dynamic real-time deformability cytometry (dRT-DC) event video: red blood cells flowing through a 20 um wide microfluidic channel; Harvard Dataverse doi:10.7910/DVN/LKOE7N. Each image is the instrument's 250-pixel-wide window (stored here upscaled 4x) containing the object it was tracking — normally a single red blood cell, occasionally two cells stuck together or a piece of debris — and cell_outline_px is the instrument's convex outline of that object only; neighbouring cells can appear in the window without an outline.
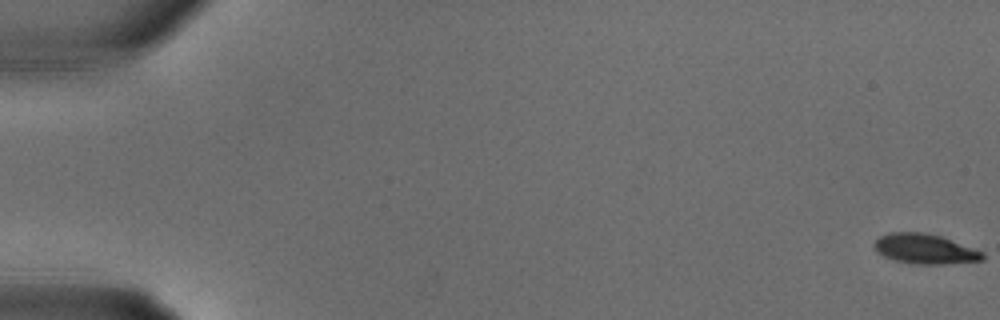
{"species": "common noctule bat (a hibernating species)", "species_latin": "Nyctalus noctula", "temperature_condition": "warm", "stored_images_in_passage": 18, "camera_frame_rate_fps": 3000, "um_per_image_px": 0.085, "animal": {"sex": "male", "body_mass_g": 18.8}, "frame": {"image": 1, "passage_image": 1, "time_ms": 0.0, "image_size_px": [1000, 320], "cell_outline_px": [[984, 260], [944, 264], [916, 264], [896, 260], [884, 256], [876, 252], [872, 248], [872, 244], [880, 236], [888, 232], [924, 232], [940, 236], [984, 252]], "centroid_in_image_um": [78.58, 21.15], "position_along_channel_um": 6.4, "area_um2": 18.9}}
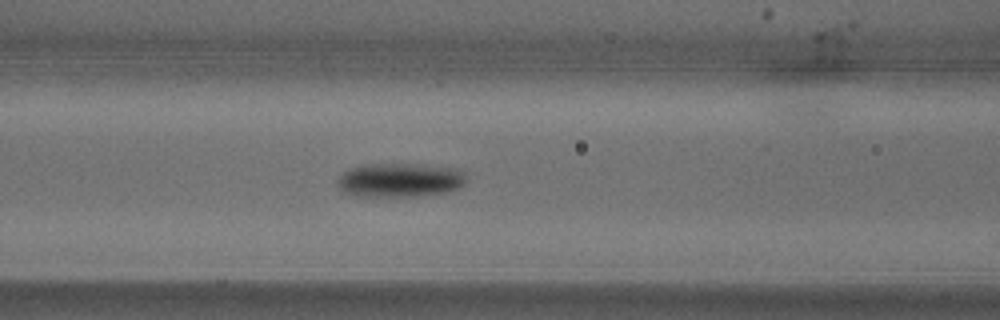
{"frame": {"image": 2, "passage_image": 14, "time_ms": 4.333, "image_size_px": [1000, 320], "cell_outline_px": [[464, 184], [460, 188], [448, 192], [416, 196], [352, 196], [344, 192], [340, 188], [336, 180], [348, 168], [364, 164], [416, 164], [460, 168], [464, 172]], "centroid_in_image_um": [33.99, 15.3], "position_along_channel_um": 132.6, "area_um2": 25.78}}
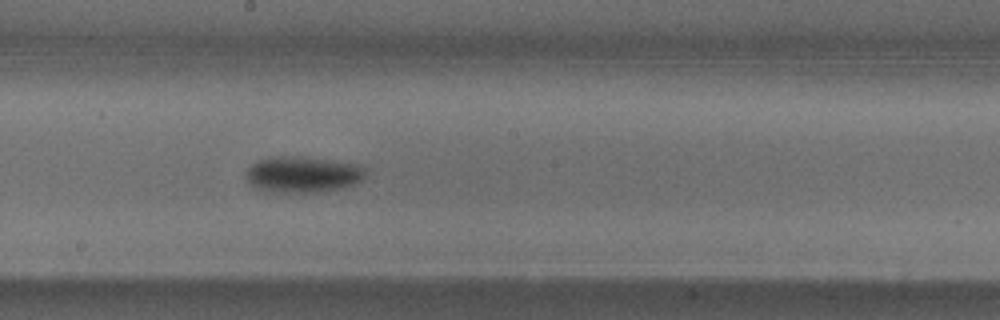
{"frame": {"image": 3, "passage_image": 18, "time_ms": 5.667, "image_size_px": [1000, 320], "cell_outline_px": [[364, 176], [360, 180], [352, 184], [340, 188], [316, 192], [264, 192], [256, 188], [244, 176], [244, 172], [252, 164], [260, 160], [276, 156], [304, 156], [360, 164], [364, 168]], "centroid_in_image_um": [25.69, 14.82], "position_along_channel_um": 222.5, "area_um2": 25.2}}